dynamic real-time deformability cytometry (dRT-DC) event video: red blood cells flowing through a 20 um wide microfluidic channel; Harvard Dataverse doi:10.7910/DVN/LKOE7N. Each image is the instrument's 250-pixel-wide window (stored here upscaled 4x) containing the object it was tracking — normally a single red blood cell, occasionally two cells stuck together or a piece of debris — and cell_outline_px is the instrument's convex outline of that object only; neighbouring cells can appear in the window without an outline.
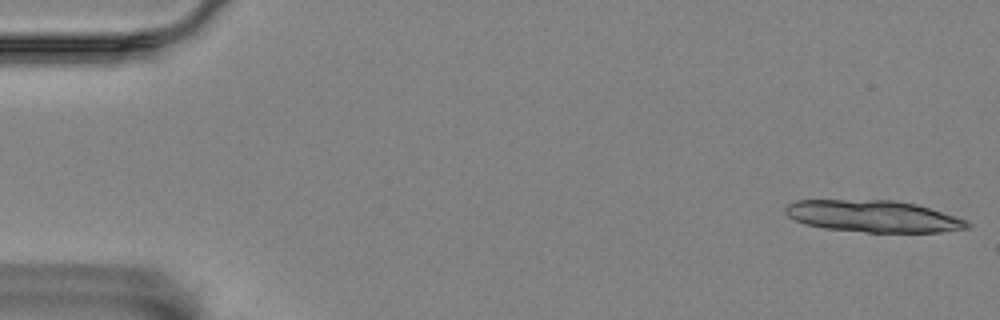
{"species": "Egyptian fruit bat (a non-hibernating species)", "species_latin": "Rousettus aegyptiacus", "temperature_condition": "room temperature", "stored_images_in_passage": 15, "camera_frame_rate_fps": 3000, "um_per_image_px": 0.085, "animal": {"sex": "female"}, "frame": {"image": 1, "passage_image": 1, "time_ms": 0.0, "image_size_px": [1000, 320], "cell_outline_px": [[972, 224], [968, 228], [940, 232], [868, 232], [824, 228], [804, 224], [788, 216], [784, 212], [784, 208], [788, 204], [796, 200], [896, 200], [916, 204], [956, 216], [968, 220]], "centroid_in_image_um": [74.24, 18.38], "position_along_channel_um": 10.8, "area_um2": 33.81}}